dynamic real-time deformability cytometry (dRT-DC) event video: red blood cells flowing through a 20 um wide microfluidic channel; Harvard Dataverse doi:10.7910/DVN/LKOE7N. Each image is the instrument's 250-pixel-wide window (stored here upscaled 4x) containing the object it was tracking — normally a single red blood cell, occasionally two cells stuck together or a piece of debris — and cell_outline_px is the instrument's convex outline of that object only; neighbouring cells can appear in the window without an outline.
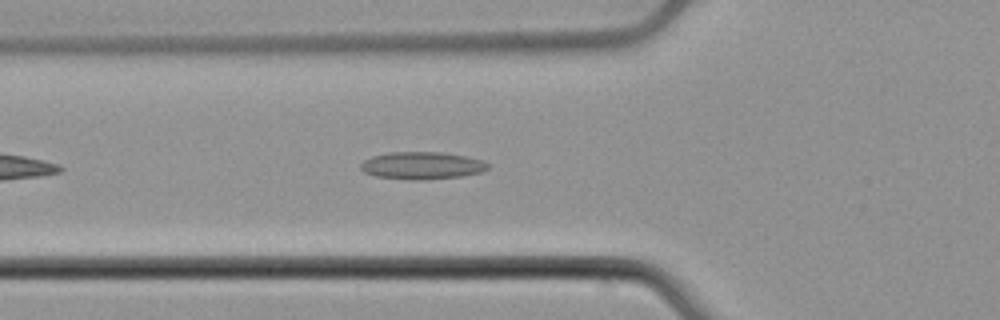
{"species": "common noctule bat (a hibernating species)", "species_latin": "Nyctalus noctula", "temperature_condition": "cold", "stored_images_in_passage": 40, "camera_frame_rate_fps": 3000, "um_per_image_px": 0.085, "animal": {"sex": "male", "body_mass_g": 21.5, "forearm_length_mm": 52.0}, "frame": {"image": 1, "passage_image": 6, "time_ms": 1.667, "image_size_px": [1000, 320], "cell_outline_px": [[488, 168], [480, 172], [460, 176], [424, 180], [416, 180], [376, 176], [364, 172], [360, 168], [360, 164], [364, 160], [372, 156], [388, 152], [440, 152], [464, 156], [480, 160], [488, 164]], "centroid_in_image_um": [35.81, 14.07], "position_along_channel_um": 90.0, "area_um2": 20.06}}
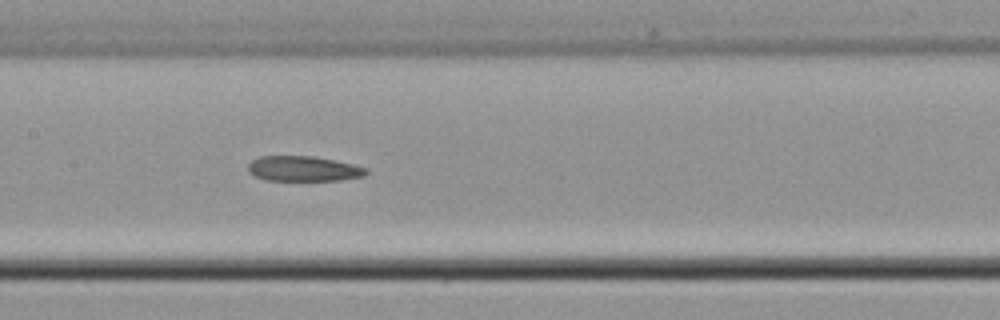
{"frame": {"image": 2, "passage_image": 13, "time_ms": 4.0, "image_size_px": [1000, 320], "cell_outline_px": [[368, 172], [364, 176], [340, 180], [264, 180], [248, 172], [248, 164], [252, 160], [260, 156], [312, 156], [352, 164], [368, 168]], "centroid_in_image_um": [25.78, 14.34], "position_along_channel_um": 181.6, "area_um2": 17.22}}
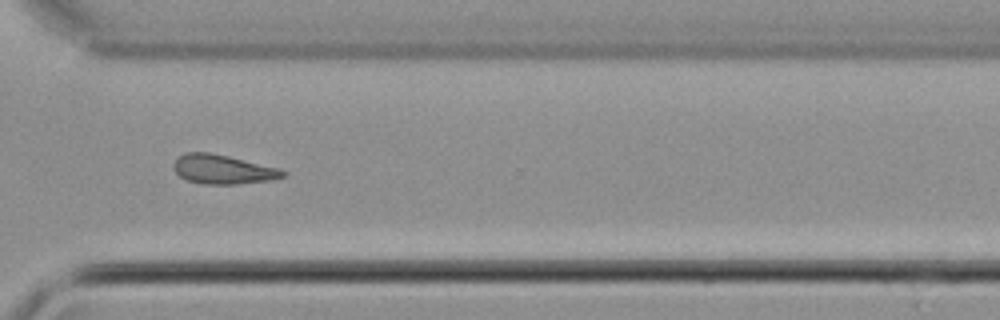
{"frame": {"image": 3, "passage_image": 26, "time_ms": 8.333, "image_size_px": [1000, 320], "cell_outline_px": [[288, 172], [284, 176], [272, 180], [236, 184], [204, 184], [188, 180], [180, 176], [176, 172], [172, 164], [184, 152], [208, 152], [228, 156], [280, 168]], "centroid_in_image_um": [18.97, 14.39], "position_along_channel_um": 351.6, "area_um2": 18.55}}